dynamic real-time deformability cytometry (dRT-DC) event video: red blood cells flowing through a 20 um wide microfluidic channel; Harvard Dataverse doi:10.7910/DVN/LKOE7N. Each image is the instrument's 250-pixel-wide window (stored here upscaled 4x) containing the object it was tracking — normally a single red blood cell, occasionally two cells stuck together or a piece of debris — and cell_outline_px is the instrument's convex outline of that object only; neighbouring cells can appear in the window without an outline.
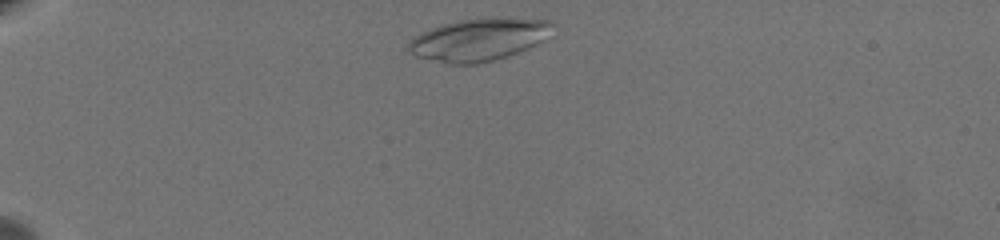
{"species": "common noctule bat (a hibernating species)", "species_latin": "Nyctalus noctula", "temperature_condition": "warm", "stored_images_in_passage": 40, "camera_frame_rate_fps": 3000, "um_per_image_px": 0.085, "animal": {"sex": "female", "body_mass_g": 19.5, "forearm_length_mm": 54.1}, "frame": {"image": 1, "passage_image": 2, "time_ms": 0.333, "image_size_px": [1000, 240], "cell_outline_px": [[552, 24], [544, 40], [528, 48], [508, 56], [476, 64], [448, 64], [416, 56], [408, 52], [404, 48], [416, 36], [432, 28], [444, 24], [460, 20], [488, 16], [508, 16], [552, 20]], "centroid_in_image_um": [40.71, 3.34], "position_along_channel_um": 44.3, "area_um2": 35.89}}
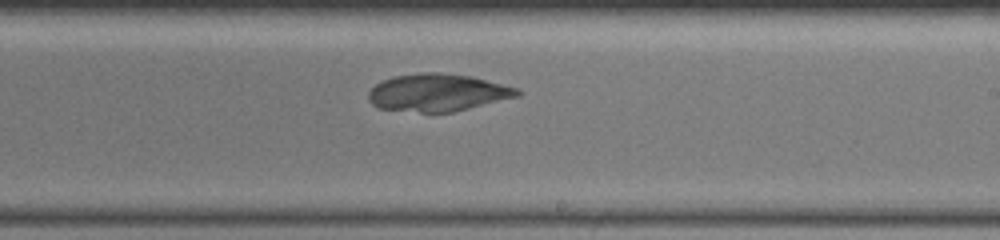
{"frame": {"image": 2, "passage_image": 25, "time_ms": 8.0, "image_size_px": [1000, 240], "cell_outline_px": [[520, 96], [452, 112], [420, 112], [380, 108], [372, 104], [368, 100], [368, 92], [380, 80], [392, 76], [420, 72], [440, 72], [472, 76], [520, 88]], "centroid_in_image_um": [37.2, 7.85], "position_along_channel_um": 251.8, "area_um2": 32.71}}
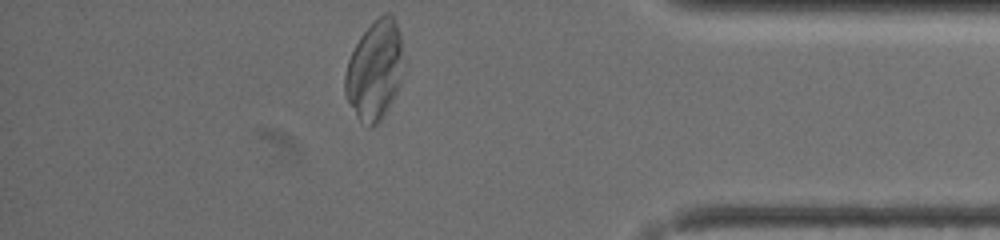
{"frame": {"image": 3, "passage_image": 40, "time_ms": 13.0, "image_size_px": [1000, 240], "cell_outline_px": [[400, 84], [392, 100], [380, 120], [372, 128], [368, 128], [356, 116], [348, 104], [344, 92], [344, 76], [348, 60], [360, 36], [380, 16], [388, 12], [396, 20], [400, 32]], "centroid_in_image_um": [31.79, 6.01], "position_along_channel_um": 403.4, "area_um2": 33.12}}